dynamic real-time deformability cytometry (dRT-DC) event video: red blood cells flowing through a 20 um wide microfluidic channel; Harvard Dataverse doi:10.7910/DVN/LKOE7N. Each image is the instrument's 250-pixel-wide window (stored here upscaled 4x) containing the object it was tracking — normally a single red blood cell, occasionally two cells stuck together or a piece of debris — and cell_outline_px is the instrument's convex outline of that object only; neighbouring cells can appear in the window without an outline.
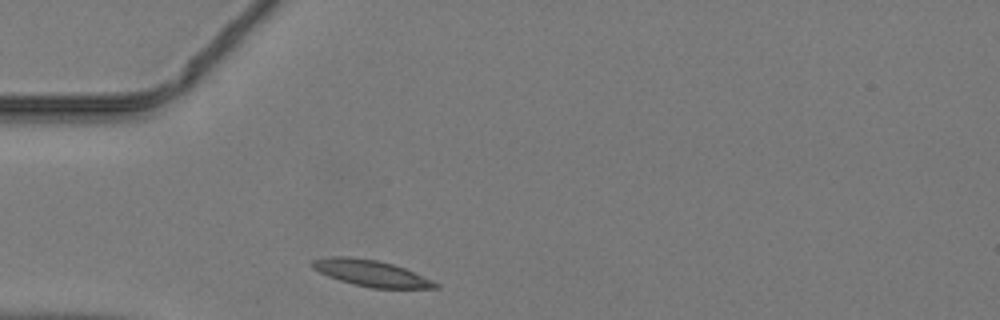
{"species": "common noctule bat (a hibernating species)", "species_latin": "Nyctalus noctula", "temperature_condition": "warm", "stored_images_in_passage": 35, "camera_frame_rate_fps": 3000, "um_per_image_px": 0.085, "animal": {"sex": "male", "body_mass_g": 19.2, "forearm_length_mm": 51.8}, "frame": {"image": 1, "passage_image": 1, "time_ms": 0.0, "image_size_px": [1000, 320], "cell_outline_px": [[440, 288], [372, 288], [352, 284], [328, 276], [312, 268], [308, 264], [312, 260], [328, 256], [348, 256], [376, 260], [392, 264], [404, 268], [432, 280], [440, 284]], "centroid_in_image_um": [31.5, 23.21], "position_along_channel_um": 53.5, "area_um2": 18.84}}
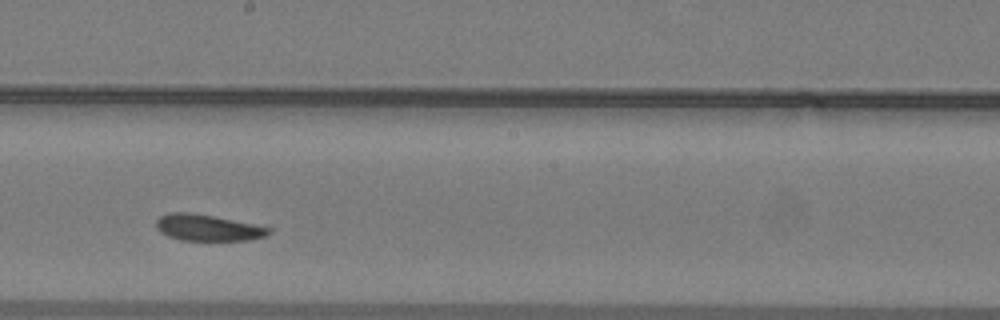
{"frame": {"image": 2, "passage_image": 14, "time_ms": 4.333, "image_size_px": [1000, 320], "cell_outline_px": [[272, 232], [264, 236], [248, 240], [180, 240], [168, 236], [160, 232], [156, 228], [156, 220], [160, 216], [168, 212], [192, 212], [272, 228]], "centroid_in_image_um": [17.61, 19.35], "position_along_channel_um": 230.6, "area_um2": 17.17}}
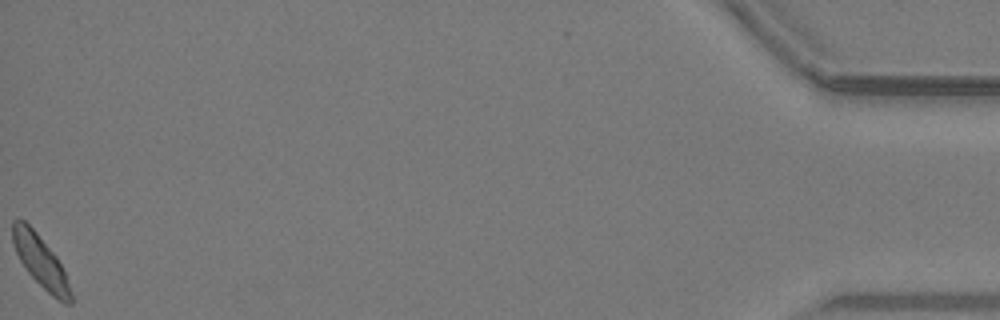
{"frame": {"image": 3, "passage_image": 35, "time_ms": 11.333, "image_size_px": [1000, 320], "cell_outline_px": [[72, 304], [64, 304], [52, 296], [28, 272], [20, 260], [16, 252], [12, 240], [12, 220], [24, 220], [36, 232], [56, 256], [64, 272], [72, 292]], "centroid_in_image_um": [3.45, 22.23], "position_along_channel_um": 431.7, "area_um2": 17.22}}